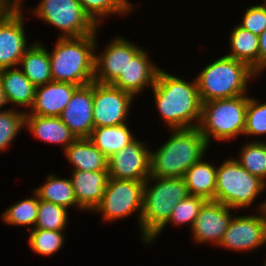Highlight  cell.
Segmentation results:
<instances>
[{"label": "cell", "instance_id": "cell-1", "mask_svg": "<svg viewBox=\"0 0 266 266\" xmlns=\"http://www.w3.org/2000/svg\"><path fill=\"white\" fill-rule=\"evenodd\" d=\"M150 91L159 121L166 129L199 126L202 102L195 77L187 80L161 68Z\"/></svg>", "mask_w": 266, "mask_h": 266}, {"label": "cell", "instance_id": "cell-2", "mask_svg": "<svg viewBox=\"0 0 266 266\" xmlns=\"http://www.w3.org/2000/svg\"><path fill=\"white\" fill-rule=\"evenodd\" d=\"M169 138L158 148L150 147V176L183 177L211 148L198 127L168 129Z\"/></svg>", "mask_w": 266, "mask_h": 266}, {"label": "cell", "instance_id": "cell-3", "mask_svg": "<svg viewBox=\"0 0 266 266\" xmlns=\"http://www.w3.org/2000/svg\"><path fill=\"white\" fill-rule=\"evenodd\" d=\"M258 77L246 63L223 55L206 63L195 79L200 100L204 103L249 95V85Z\"/></svg>", "mask_w": 266, "mask_h": 266}, {"label": "cell", "instance_id": "cell-4", "mask_svg": "<svg viewBox=\"0 0 266 266\" xmlns=\"http://www.w3.org/2000/svg\"><path fill=\"white\" fill-rule=\"evenodd\" d=\"M56 39L52 49H48L53 81L77 86L92 83L95 74L96 34Z\"/></svg>", "mask_w": 266, "mask_h": 266}, {"label": "cell", "instance_id": "cell-5", "mask_svg": "<svg viewBox=\"0 0 266 266\" xmlns=\"http://www.w3.org/2000/svg\"><path fill=\"white\" fill-rule=\"evenodd\" d=\"M183 177H153L144 183L141 241L145 245L167 222L175 206L189 196Z\"/></svg>", "mask_w": 266, "mask_h": 266}, {"label": "cell", "instance_id": "cell-6", "mask_svg": "<svg viewBox=\"0 0 266 266\" xmlns=\"http://www.w3.org/2000/svg\"><path fill=\"white\" fill-rule=\"evenodd\" d=\"M248 100L249 95H242L202 103L198 129L209 146L214 141L228 143L244 135Z\"/></svg>", "mask_w": 266, "mask_h": 266}, {"label": "cell", "instance_id": "cell-7", "mask_svg": "<svg viewBox=\"0 0 266 266\" xmlns=\"http://www.w3.org/2000/svg\"><path fill=\"white\" fill-rule=\"evenodd\" d=\"M266 183L244 169L231 155L217 165L215 201L238 211H247L255 205Z\"/></svg>", "mask_w": 266, "mask_h": 266}, {"label": "cell", "instance_id": "cell-8", "mask_svg": "<svg viewBox=\"0 0 266 266\" xmlns=\"http://www.w3.org/2000/svg\"><path fill=\"white\" fill-rule=\"evenodd\" d=\"M20 7L34 18L58 29V38L84 37L101 29L84 12L78 0H39L36 6L28 8L22 4Z\"/></svg>", "mask_w": 266, "mask_h": 266}, {"label": "cell", "instance_id": "cell-9", "mask_svg": "<svg viewBox=\"0 0 266 266\" xmlns=\"http://www.w3.org/2000/svg\"><path fill=\"white\" fill-rule=\"evenodd\" d=\"M144 183L140 181L109 178L100 204L92 214H100L103 223H113L136 215V226L141 240V219Z\"/></svg>", "mask_w": 266, "mask_h": 266}, {"label": "cell", "instance_id": "cell-10", "mask_svg": "<svg viewBox=\"0 0 266 266\" xmlns=\"http://www.w3.org/2000/svg\"><path fill=\"white\" fill-rule=\"evenodd\" d=\"M254 207L255 214L244 212L243 215L242 211H238L239 214L235 213L218 248L250 253L266 246V198Z\"/></svg>", "mask_w": 266, "mask_h": 266}, {"label": "cell", "instance_id": "cell-11", "mask_svg": "<svg viewBox=\"0 0 266 266\" xmlns=\"http://www.w3.org/2000/svg\"><path fill=\"white\" fill-rule=\"evenodd\" d=\"M137 99L130 93L93 81V124L94 128L116 126L130 122L132 104ZM132 108V109H131Z\"/></svg>", "mask_w": 266, "mask_h": 266}, {"label": "cell", "instance_id": "cell-12", "mask_svg": "<svg viewBox=\"0 0 266 266\" xmlns=\"http://www.w3.org/2000/svg\"><path fill=\"white\" fill-rule=\"evenodd\" d=\"M97 34L99 33H96L94 81L101 84H113L121 72H124L128 62L143 47H139L135 42L119 34L106 42L101 50Z\"/></svg>", "mask_w": 266, "mask_h": 266}, {"label": "cell", "instance_id": "cell-13", "mask_svg": "<svg viewBox=\"0 0 266 266\" xmlns=\"http://www.w3.org/2000/svg\"><path fill=\"white\" fill-rule=\"evenodd\" d=\"M25 15L28 14L23 8L14 6L0 19V70L18 67L21 57L34 42L25 32L28 20Z\"/></svg>", "mask_w": 266, "mask_h": 266}, {"label": "cell", "instance_id": "cell-14", "mask_svg": "<svg viewBox=\"0 0 266 266\" xmlns=\"http://www.w3.org/2000/svg\"><path fill=\"white\" fill-rule=\"evenodd\" d=\"M150 142L137 137L108 158L109 178L145 182L150 177ZM149 146V147H148Z\"/></svg>", "mask_w": 266, "mask_h": 266}, {"label": "cell", "instance_id": "cell-15", "mask_svg": "<svg viewBox=\"0 0 266 266\" xmlns=\"http://www.w3.org/2000/svg\"><path fill=\"white\" fill-rule=\"evenodd\" d=\"M235 212L223 203L207 201L201 208L191 229L195 245L209 244L218 247Z\"/></svg>", "mask_w": 266, "mask_h": 266}, {"label": "cell", "instance_id": "cell-16", "mask_svg": "<svg viewBox=\"0 0 266 266\" xmlns=\"http://www.w3.org/2000/svg\"><path fill=\"white\" fill-rule=\"evenodd\" d=\"M150 51L142 48L127 64L124 72L112 84L132 94L135 98L155 85L161 67L150 58ZM138 95V96H137Z\"/></svg>", "mask_w": 266, "mask_h": 266}, {"label": "cell", "instance_id": "cell-17", "mask_svg": "<svg viewBox=\"0 0 266 266\" xmlns=\"http://www.w3.org/2000/svg\"><path fill=\"white\" fill-rule=\"evenodd\" d=\"M93 82L79 86L60 115L76 138H89L93 124Z\"/></svg>", "mask_w": 266, "mask_h": 266}, {"label": "cell", "instance_id": "cell-18", "mask_svg": "<svg viewBox=\"0 0 266 266\" xmlns=\"http://www.w3.org/2000/svg\"><path fill=\"white\" fill-rule=\"evenodd\" d=\"M78 87L55 81L36 87L34 103L26 115L60 117Z\"/></svg>", "mask_w": 266, "mask_h": 266}, {"label": "cell", "instance_id": "cell-19", "mask_svg": "<svg viewBox=\"0 0 266 266\" xmlns=\"http://www.w3.org/2000/svg\"><path fill=\"white\" fill-rule=\"evenodd\" d=\"M70 180L78 205L86 212L92 213L100 204L109 179L108 170L82 171L71 170Z\"/></svg>", "mask_w": 266, "mask_h": 266}, {"label": "cell", "instance_id": "cell-20", "mask_svg": "<svg viewBox=\"0 0 266 266\" xmlns=\"http://www.w3.org/2000/svg\"><path fill=\"white\" fill-rule=\"evenodd\" d=\"M25 128L34 139L58 145L63 151L77 139L60 117L25 115Z\"/></svg>", "mask_w": 266, "mask_h": 266}, {"label": "cell", "instance_id": "cell-21", "mask_svg": "<svg viewBox=\"0 0 266 266\" xmlns=\"http://www.w3.org/2000/svg\"><path fill=\"white\" fill-rule=\"evenodd\" d=\"M0 81L10 108L28 112L34 103L36 86L19 67L1 69Z\"/></svg>", "mask_w": 266, "mask_h": 266}, {"label": "cell", "instance_id": "cell-22", "mask_svg": "<svg viewBox=\"0 0 266 266\" xmlns=\"http://www.w3.org/2000/svg\"><path fill=\"white\" fill-rule=\"evenodd\" d=\"M71 170L101 171L108 170V158L89 138H77L64 151Z\"/></svg>", "mask_w": 266, "mask_h": 266}, {"label": "cell", "instance_id": "cell-23", "mask_svg": "<svg viewBox=\"0 0 266 266\" xmlns=\"http://www.w3.org/2000/svg\"><path fill=\"white\" fill-rule=\"evenodd\" d=\"M47 46L34 40L33 44L21 57L18 65L23 74L36 86H42L53 81L51 63Z\"/></svg>", "mask_w": 266, "mask_h": 266}, {"label": "cell", "instance_id": "cell-24", "mask_svg": "<svg viewBox=\"0 0 266 266\" xmlns=\"http://www.w3.org/2000/svg\"><path fill=\"white\" fill-rule=\"evenodd\" d=\"M216 173V163L208 162L205 156L193 164L183 176L189 194L215 201Z\"/></svg>", "mask_w": 266, "mask_h": 266}, {"label": "cell", "instance_id": "cell-25", "mask_svg": "<svg viewBox=\"0 0 266 266\" xmlns=\"http://www.w3.org/2000/svg\"><path fill=\"white\" fill-rule=\"evenodd\" d=\"M44 180L43 184L33 189L40 200L61 205L68 210L74 207L73 209L77 211H84L77 203L69 175L65 178L59 177V174L50 173Z\"/></svg>", "mask_w": 266, "mask_h": 266}, {"label": "cell", "instance_id": "cell-26", "mask_svg": "<svg viewBox=\"0 0 266 266\" xmlns=\"http://www.w3.org/2000/svg\"><path fill=\"white\" fill-rule=\"evenodd\" d=\"M129 124L131 123L128 122L116 126L93 128L89 139L107 158H109L117 151L124 149L137 138Z\"/></svg>", "mask_w": 266, "mask_h": 266}, {"label": "cell", "instance_id": "cell-27", "mask_svg": "<svg viewBox=\"0 0 266 266\" xmlns=\"http://www.w3.org/2000/svg\"><path fill=\"white\" fill-rule=\"evenodd\" d=\"M226 56L246 63L258 75L259 36L236 24L229 33Z\"/></svg>", "mask_w": 266, "mask_h": 266}, {"label": "cell", "instance_id": "cell-28", "mask_svg": "<svg viewBox=\"0 0 266 266\" xmlns=\"http://www.w3.org/2000/svg\"><path fill=\"white\" fill-rule=\"evenodd\" d=\"M31 195L18 202L15 201L13 205L3 210L0 214L2 223L11 226H24L23 228L27 231L34 229L38 217L39 198L34 191Z\"/></svg>", "mask_w": 266, "mask_h": 266}, {"label": "cell", "instance_id": "cell-29", "mask_svg": "<svg viewBox=\"0 0 266 266\" xmlns=\"http://www.w3.org/2000/svg\"><path fill=\"white\" fill-rule=\"evenodd\" d=\"M84 12L99 27L106 23V18L124 17L133 14L135 10L126 0H78ZM113 15V16H112Z\"/></svg>", "mask_w": 266, "mask_h": 266}, {"label": "cell", "instance_id": "cell-30", "mask_svg": "<svg viewBox=\"0 0 266 266\" xmlns=\"http://www.w3.org/2000/svg\"><path fill=\"white\" fill-rule=\"evenodd\" d=\"M206 202V199L193 195H189L187 198L180 200L172 210L168 222L145 245L152 246L168 224H172L174 228L177 227L178 229L187 225V228L191 229L196 217Z\"/></svg>", "mask_w": 266, "mask_h": 266}, {"label": "cell", "instance_id": "cell-31", "mask_svg": "<svg viewBox=\"0 0 266 266\" xmlns=\"http://www.w3.org/2000/svg\"><path fill=\"white\" fill-rule=\"evenodd\" d=\"M235 160L250 174L266 183V141H247L239 147Z\"/></svg>", "mask_w": 266, "mask_h": 266}, {"label": "cell", "instance_id": "cell-32", "mask_svg": "<svg viewBox=\"0 0 266 266\" xmlns=\"http://www.w3.org/2000/svg\"><path fill=\"white\" fill-rule=\"evenodd\" d=\"M28 242L30 250L38 255L51 257L59 252L65 242L66 231L46 230L42 228H34L28 232Z\"/></svg>", "mask_w": 266, "mask_h": 266}, {"label": "cell", "instance_id": "cell-33", "mask_svg": "<svg viewBox=\"0 0 266 266\" xmlns=\"http://www.w3.org/2000/svg\"><path fill=\"white\" fill-rule=\"evenodd\" d=\"M25 115L24 111L10 107L0 112V152L2 154L10 150L20 132L25 130Z\"/></svg>", "mask_w": 266, "mask_h": 266}, {"label": "cell", "instance_id": "cell-34", "mask_svg": "<svg viewBox=\"0 0 266 266\" xmlns=\"http://www.w3.org/2000/svg\"><path fill=\"white\" fill-rule=\"evenodd\" d=\"M249 94L246 109L244 137H249L248 141H266V101L251 97ZM262 102V103H261ZM264 136V140L262 138ZM253 137V138H252ZM252 138V139H251Z\"/></svg>", "mask_w": 266, "mask_h": 266}, {"label": "cell", "instance_id": "cell-35", "mask_svg": "<svg viewBox=\"0 0 266 266\" xmlns=\"http://www.w3.org/2000/svg\"><path fill=\"white\" fill-rule=\"evenodd\" d=\"M69 210L61 205L39 199L35 228L66 231L69 226Z\"/></svg>", "mask_w": 266, "mask_h": 266}, {"label": "cell", "instance_id": "cell-36", "mask_svg": "<svg viewBox=\"0 0 266 266\" xmlns=\"http://www.w3.org/2000/svg\"><path fill=\"white\" fill-rule=\"evenodd\" d=\"M246 6L238 25L259 36L266 29V1Z\"/></svg>", "mask_w": 266, "mask_h": 266}, {"label": "cell", "instance_id": "cell-37", "mask_svg": "<svg viewBox=\"0 0 266 266\" xmlns=\"http://www.w3.org/2000/svg\"><path fill=\"white\" fill-rule=\"evenodd\" d=\"M266 71V29L259 35L258 76Z\"/></svg>", "mask_w": 266, "mask_h": 266}, {"label": "cell", "instance_id": "cell-38", "mask_svg": "<svg viewBox=\"0 0 266 266\" xmlns=\"http://www.w3.org/2000/svg\"><path fill=\"white\" fill-rule=\"evenodd\" d=\"M7 105H8V103H7V100H6V97H5V93H4L3 89H2V83L0 81V112L4 111V110H7L8 109Z\"/></svg>", "mask_w": 266, "mask_h": 266}, {"label": "cell", "instance_id": "cell-39", "mask_svg": "<svg viewBox=\"0 0 266 266\" xmlns=\"http://www.w3.org/2000/svg\"><path fill=\"white\" fill-rule=\"evenodd\" d=\"M13 6L20 7L25 0H8Z\"/></svg>", "mask_w": 266, "mask_h": 266}, {"label": "cell", "instance_id": "cell-40", "mask_svg": "<svg viewBox=\"0 0 266 266\" xmlns=\"http://www.w3.org/2000/svg\"><path fill=\"white\" fill-rule=\"evenodd\" d=\"M134 9H137V7L133 4V3H131L130 2V0H126Z\"/></svg>", "mask_w": 266, "mask_h": 266}, {"label": "cell", "instance_id": "cell-41", "mask_svg": "<svg viewBox=\"0 0 266 266\" xmlns=\"http://www.w3.org/2000/svg\"><path fill=\"white\" fill-rule=\"evenodd\" d=\"M264 263L262 264L263 266H266V257L264 258Z\"/></svg>", "mask_w": 266, "mask_h": 266}]
</instances>
